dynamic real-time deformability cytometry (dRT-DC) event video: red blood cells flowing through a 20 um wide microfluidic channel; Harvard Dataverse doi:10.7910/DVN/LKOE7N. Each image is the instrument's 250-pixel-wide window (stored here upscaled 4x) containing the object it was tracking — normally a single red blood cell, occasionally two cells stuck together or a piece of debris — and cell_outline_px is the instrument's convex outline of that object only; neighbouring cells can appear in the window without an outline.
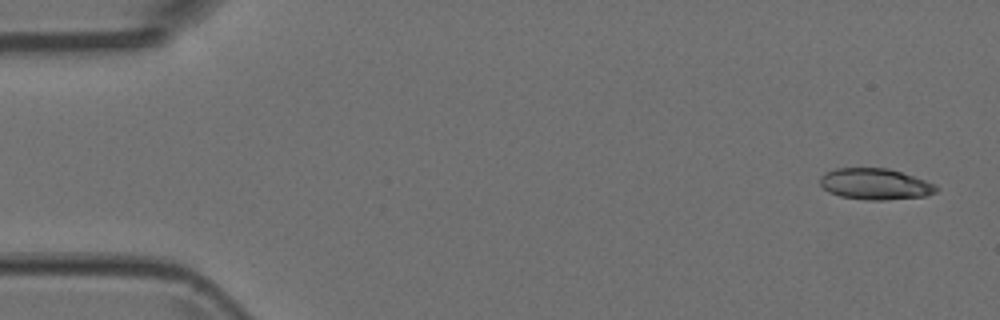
{"species": "Egyptian fruit bat (a non-hibernating species)", "species_latin": "Rousettus aegyptiacus", "temperature_condition": "room temperature", "stored_images_in_passage": 6, "camera_frame_rate_fps": 3000, "um_per_image_px": 0.085, "animal": {"sex": "female"}, "frame": {"image": 1, "passage_image": 1, "time_ms": 0.0, "image_size_px": [1000, 320], "cell_outline_px": [[940, 188], [936, 192], [924, 196], [884, 200], [868, 200], [840, 196], [828, 192], [820, 184], [820, 176], [824, 172], [836, 168], [888, 168], [936, 184]], "centroid_in_image_um": [74.37, 15.64], "position_along_channel_um": 10.6, "area_um2": 21.1}}
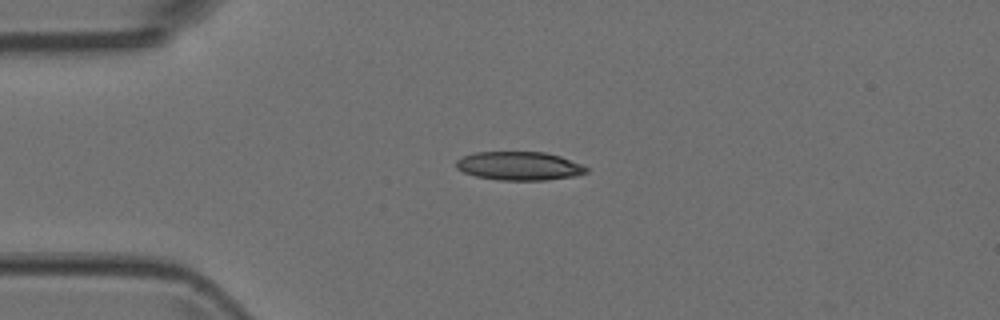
{"frame": {"image": 2, "passage_image": 4, "time_ms": 1.0, "image_size_px": [1000, 320], "cell_outline_px": [[588, 172], [576, 176], [548, 180], [500, 180], [476, 176], [464, 172], [456, 168], [456, 160], [464, 156], [476, 152], [544, 152], [560, 156], [580, 164], [588, 168]], "centroid_in_image_um": [44.14, 14.11], "position_along_channel_um": 40.9, "area_um2": 21.62}}